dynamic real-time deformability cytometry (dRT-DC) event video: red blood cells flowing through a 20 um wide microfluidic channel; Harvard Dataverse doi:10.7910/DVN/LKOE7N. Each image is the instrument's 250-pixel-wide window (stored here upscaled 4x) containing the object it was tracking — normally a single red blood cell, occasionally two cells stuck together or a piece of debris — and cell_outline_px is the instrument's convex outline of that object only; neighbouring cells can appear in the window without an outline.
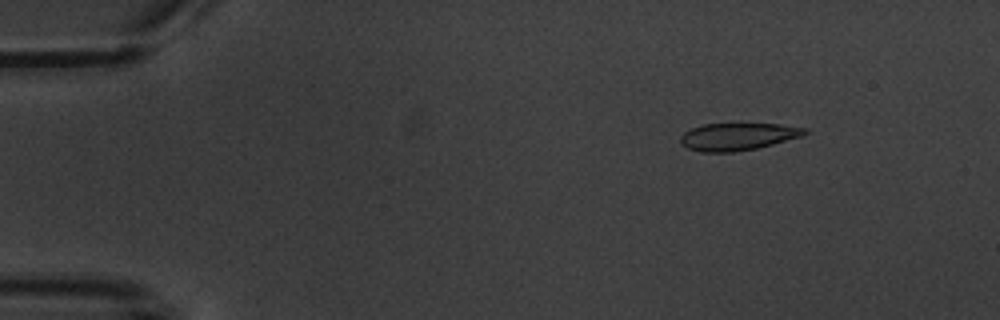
{"species": "common noctule bat (a hibernating species)", "species_latin": "Nyctalus noctula", "temperature_condition": "warm", "stored_images_in_passage": 4, "camera_frame_rate_fps": 3000, "um_per_image_px": 0.085, "animal": {"sex": "male", "body_mass_g": 20.1, "forearm_length_mm": 53.5}, "frame": {"image": 1, "passage_image": 1, "time_ms": 0.0, "image_size_px": [1000, 320], "cell_outline_px": [[808, 132], [800, 136], [772, 144], [756, 148], [732, 152], [700, 152], [688, 148], [680, 144], [680, 136], [684, 132], [692, 128], [704, 124], [780, 124], [808, 128]], "centroid_in_image_um": [62.68, 11.61], "position_along_channel_um": 22.3, "area_um2": 19.65}}
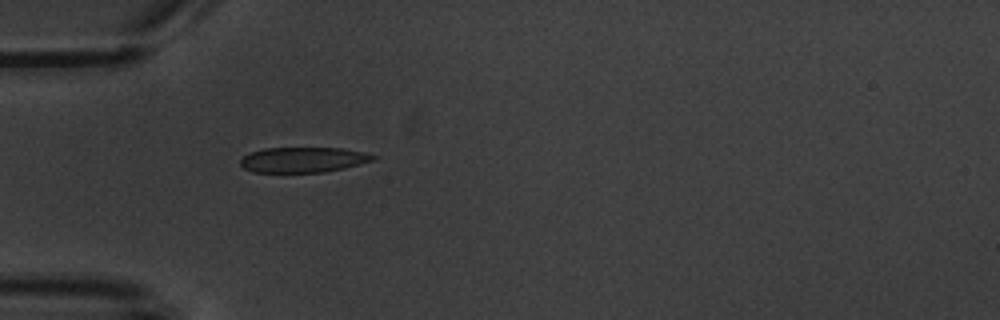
{"frame": {"image": 2, "passage_image": 4, "time_ms": 3.333, "image_size_px": [1000, 320], "cell_outline_px": [[376, 156], [372, 160], [344, 168], [324, 172], [252, 172], [244, 168], [240, 164], [240, 160], [244, 156], [252, 152], [264, 148], [340, 148], [364, 152]], "centroid_in_image_um": [25.73, 13.58], "position_along_channel_um": 59.3, "area_um2": 19.31}}